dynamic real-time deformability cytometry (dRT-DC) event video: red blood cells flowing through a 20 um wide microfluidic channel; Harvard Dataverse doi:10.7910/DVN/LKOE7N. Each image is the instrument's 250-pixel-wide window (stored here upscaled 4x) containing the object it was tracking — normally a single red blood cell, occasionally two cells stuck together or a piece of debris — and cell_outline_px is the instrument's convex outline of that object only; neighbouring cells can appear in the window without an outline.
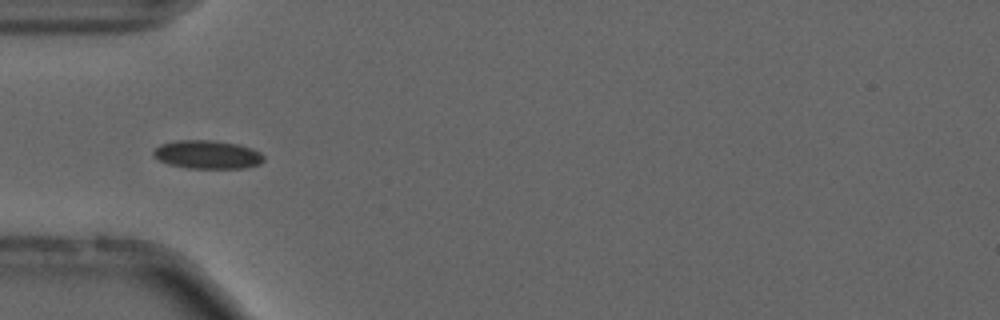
{"species": "common noctule bat (a hibernating species)", "species_latin": "Nyctalus noctula", "temperature_condition": "cold", "stored_images_in_passage": 45, "camera_frame_rate_fps": 3000, "um_per_image_px": 0.085, "animal": {"sex": "male", "forearm_length_mm": 52.5}, "frame": {"image": 1, "passage_image": 7, "time_ms": 2.0, "image_size_px": [1000, 320], "cell_outline_px": [[264, 160], [260, 164], [244, 168], [188, 168], [168, 164], [152, 156], [152, 152], [160, 144], [176, 140], [212, 140], [240, 144], [252, 148], [260, 152], [264, 156]], "centroid_in_image_um": [17.63, 13.13], "position_along_channel_um": 67.4, "area_um2": 18.44}, "authors_computed_cell_mechanics": {"area_um2": 17.1666, "velocity_mm_per_s": 3.7025, "shape_relaxation_time_tau1_ms": 9.259, "shape_relaxation_time_tau2_ms": 3.4696, "deformation_change_tau1": 0.1016, "deformation_change_tau2": 0.0604}}